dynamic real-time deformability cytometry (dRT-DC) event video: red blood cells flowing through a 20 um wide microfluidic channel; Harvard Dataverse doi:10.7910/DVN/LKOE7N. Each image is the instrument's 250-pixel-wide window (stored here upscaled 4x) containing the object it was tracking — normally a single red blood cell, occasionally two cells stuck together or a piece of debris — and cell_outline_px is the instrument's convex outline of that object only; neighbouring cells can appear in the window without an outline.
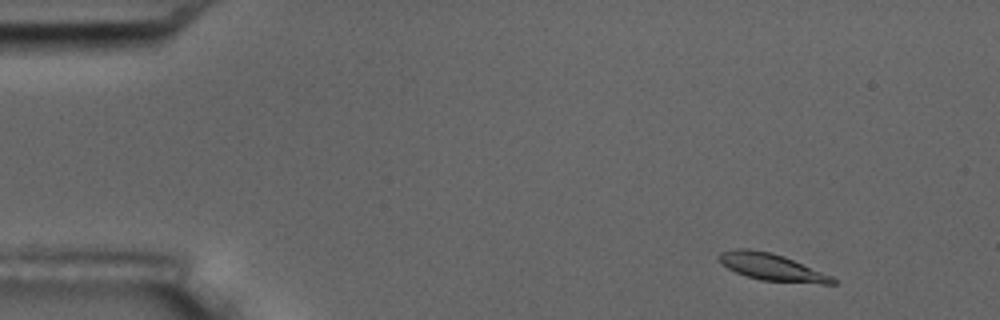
{"species": "common noctule bat (a hibernating species)", "species_latin": "Nyctalus noctula", "temperature_condition": "room temperature", "stored_images_in_passage": 4, "camera_frame_rate_fps": 3000, "um_per_image_px": 0.085, "animal": {"sex": "male", "body_mass_g": 17.5, "forearm_length_mm": 52.3}, "frame": {"image": 1, "passage_image": 1, "time_ms": 0.0, "image_size_px": [1000, 320], "cell_outline_px": [[836, 284], [824, 284], [760, 280], [736, 272], [728, 268], [716, 256], [720, 252], [736, 248], [748, 248], [772, 252], [784, 256], [832, 276], [836, 280]], "centroid_in_image_um": [65.59, 22.69], "position_along_channel_um": 19.4, "area_um2": 17.8}}
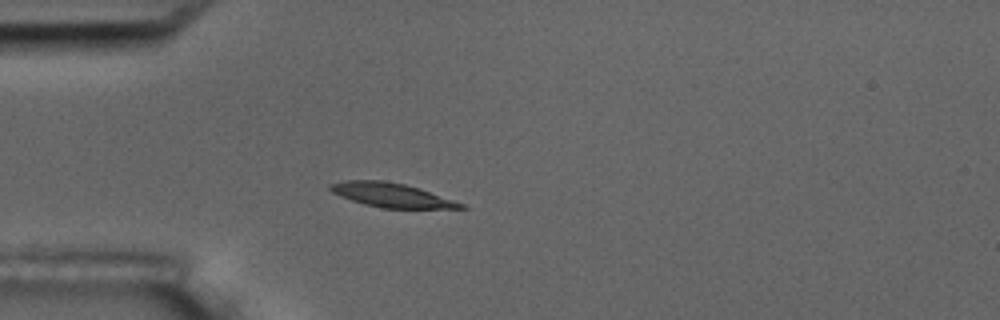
{"frame": {"image": 2, "passage_image": 4, "time_ms": 3.333, "image_size_px": [1000, 320], "cell_outline_px": [[468, 208], [380, 208], [364, 204], [340, 196], [332, 192], [328, 188], [328, 184], [344, 180], [380, 180], [404, 184], [420, 188], [464, 204]], "centroid_in_image_um": [33.23, 16.57], "position_along_channel_um": 51.8, "area_um2": 18.26}}